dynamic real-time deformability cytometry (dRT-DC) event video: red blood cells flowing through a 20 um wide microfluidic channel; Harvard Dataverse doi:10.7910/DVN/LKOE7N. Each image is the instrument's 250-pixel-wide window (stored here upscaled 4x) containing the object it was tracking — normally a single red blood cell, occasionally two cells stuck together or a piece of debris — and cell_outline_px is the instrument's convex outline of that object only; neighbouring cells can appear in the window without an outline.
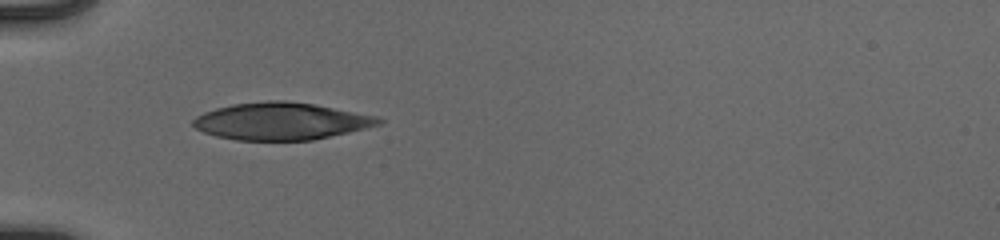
{"species": "human", "species_latin": "Homo sapiens", "temperature_condition": "cold", "stored_images_in_passage": 36, "camera_frame_rate_fps": 3000, "um_per_image_px": 0.085, "donor": {"sex": "male"}, "frame": {"image": 1, "passage_image": 1, "time_ms": 0.0, "image_size_px": [1000, 240], "cell_outline_px": [[384, 120], [380, 124], [348, 132], [312, 140], [236, 140], [216, 136], [204, 132], [196, 128], [192, 124], [192, 120], [196, 116], [204, 112], [216, 108], [232, 104], [268, 100], [288, 100], [312, 104], [380, 116]], "centroid_in_image_um": [23.88, 10.29], "position_along_channel_um": 61.1, "area_um2": 40.17}}
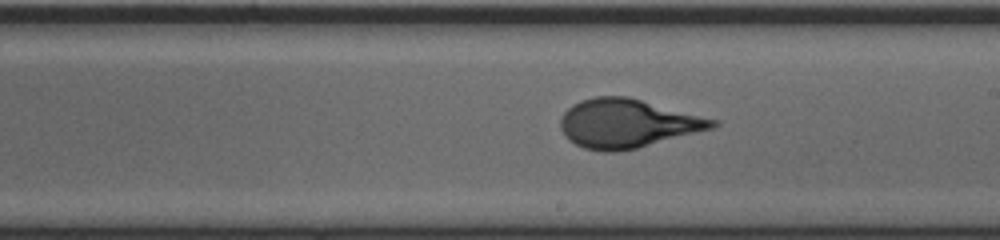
{"frame": {"image": 2, "passage_image": 15, "time_ms": 4.667, "image_size_px": [1000, 240], "cell_outline_px": [[720, 124], [716, 128], [620, 152], [604, 152], [584, 148], [568, 140], [564, 136], [560, 128], [560, 120], [564, 112], [572, 104], [580, 100], [596, 96], [628, 96], [720, 120]], "centroid_in_image_um": [53.35, 10.49], "position_along_channel_um": 235.6, "area_um2": 43.64}}
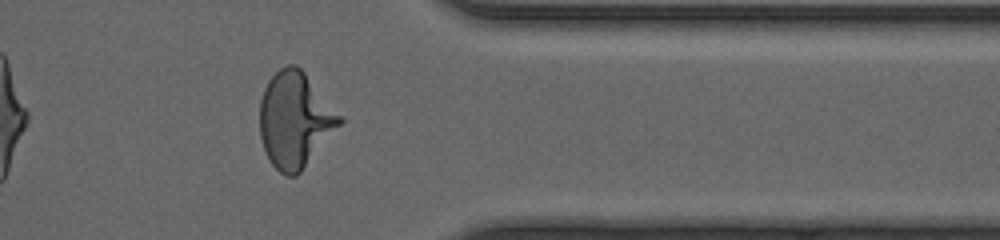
{"frame": {"image": 3, "passage_image": 27, "time_ms": 8.667, "image_size_px": [1000, 240], "cell_outline_px": [[344, 120], [300, 172], [296, 176], [284, 176], [272, 164], [264, 148], [260, 136], [260, 100], [264, 88], [268, 80], [280, 68], [288, 64], [296, 64], [304, 72]], "centroid_in_image_um": [25.04, 10.18], "position_along_channel_um": 386.4, "area_um2": 43.81}, "authors_computed_cell_mechanics": {"area_um2": 42.4541, "velocity_mm_per_s": 3.9358, "shape_relaxation_time_tau1_ms": 4.6396, "shape_relaxation_time_tau2_ms": null, "deformation_change_tau1": 0.2212, "deformation_change_tau2": null}}